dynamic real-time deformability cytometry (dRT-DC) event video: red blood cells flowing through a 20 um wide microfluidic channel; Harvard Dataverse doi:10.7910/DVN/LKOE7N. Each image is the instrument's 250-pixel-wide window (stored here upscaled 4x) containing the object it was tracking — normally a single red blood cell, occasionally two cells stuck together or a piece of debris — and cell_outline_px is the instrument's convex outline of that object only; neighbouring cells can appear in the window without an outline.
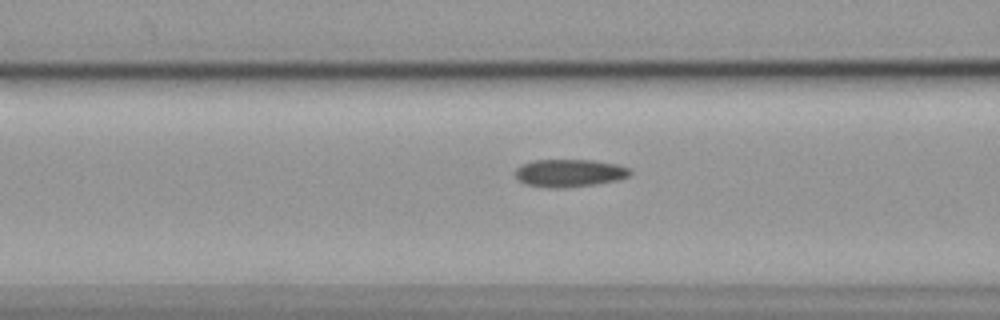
{"species": "common noctule bat (a hibernating species)", "species_latin": "Nyctalus noctula", "temperature_condition": "cold", "stored_images_in_passage": 54, "camera_frame_rate_fps": 3000, "um_per_image_px": 0.085, "animal": {"sex": "female", "body_mass_g": 19.9}, "frame": {"image": 1, "passage_image": 20, "time_ms": 6.333, "image_size_px": [1000, 320], "cell_outline_px": [[632, 172], [628, 176], [620, 180], [596, 184], [564, 188], [548, 188], [524, 184], [516, 176], [516, 168], [524, 164], [536, 160], [592, 160], [616, 164], [632, 168]], "centroid_in_image_um": [48.45, 14.72], "position_along_channel_um": 118.1, "area_um2": 18.61}}
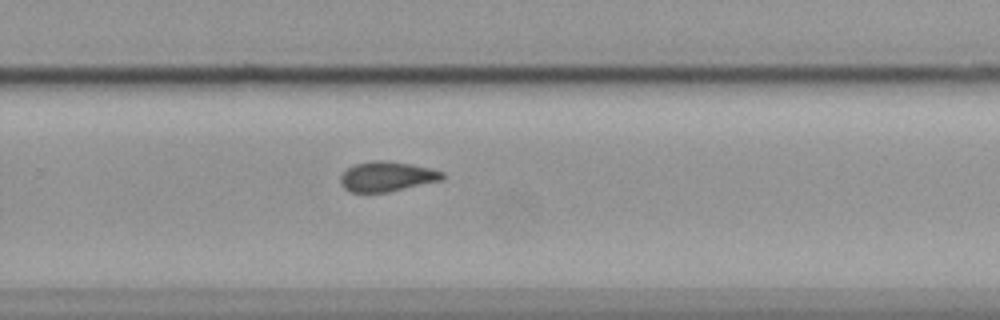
{"frame": {"image": 2, "passage_image": 35, "time_ms": 11.333, "image_size_px": [1000, 320], "cell_outline_px": [[444, 176], [440, 180], [388, 192], [352, 192], [344, 188], [340, 184], [340, 176], [348, 168], [356, 164], [372, 160], [388, 160], [428, 168], [444, 172]], "centroid_in_image_um": [32.84, 15.0], "position_along_channel_um": 297.0, "area_um2": 17.51}}
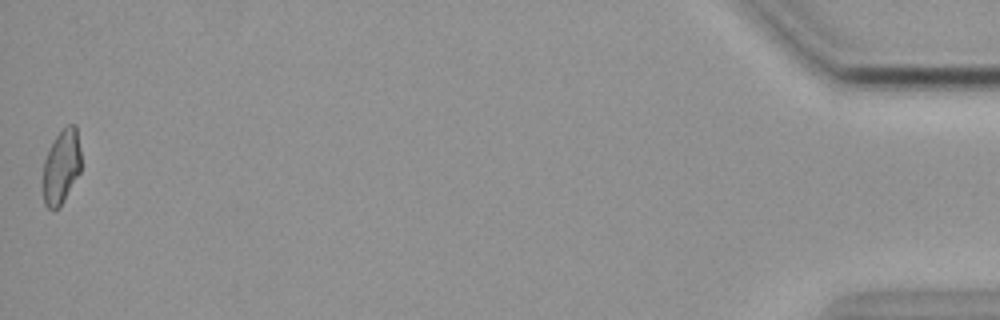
{"frame": {"image": 3, "passage_image": 54, "time_ms": 17.667, "image_size_px": [1000, 320], "cell_outline_px": [[80, 172], [60, 208], [52, 212], [44, 204], [44, 160], [52, 140], [68, 124], [76, 124], [80, 148]], "centroid_in_image_um": [5.22, 14.19], "position_along_channel_um": 430.0, "area_um2": 16.59}, "authors_computed_cell_mechanics": {"area_um2": 18.0047, "velocity_mm_per_s": 3.5847, "shape_relaxation_time_tau1_ms": 7.0833, "shape_relaxation_time_tau2_ms": 3.4708, "deformation_change_tau1": 0.1383, "deformation_change_tau2": 0.1068}}